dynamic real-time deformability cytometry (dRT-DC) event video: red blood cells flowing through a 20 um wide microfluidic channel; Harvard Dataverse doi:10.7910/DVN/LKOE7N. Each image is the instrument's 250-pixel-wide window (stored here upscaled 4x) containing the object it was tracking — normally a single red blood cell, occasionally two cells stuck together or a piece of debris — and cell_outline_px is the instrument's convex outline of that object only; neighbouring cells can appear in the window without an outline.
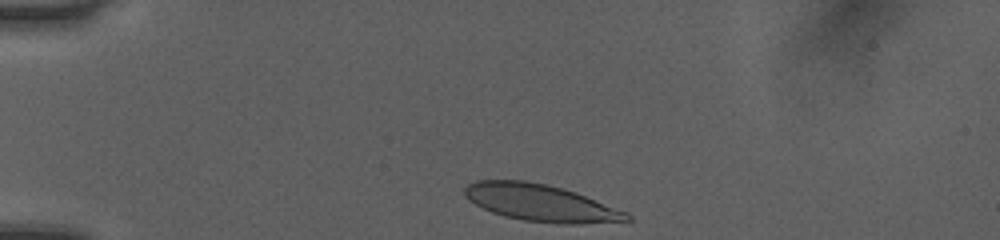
{"species": "human", "species_latin": "Homo sapiens", "temperature_condition": "room temperature", "stored_images_in_passage": 34, "camera_frame_rate_fps": 3000, "um_per_image_px": 0.085, "donor": {"sex": "female"}, "frame": {"image": 1, "passage_image": 1, "time_ms": 0.0, "image_size_px": [1000, 240], "cell_outline_px": [[632, 220], [580, 224], [564, 224], [524, 220], [504, 216], [492, 212], [476, 204], [464, 196], [464, 188], [468, 184], [476, 180], [524, 180], [544, 184], [576, 192], [628, 212], [632, 216]], "centroid_in_image_um": [45.97, 17.24], "position_along_channel_um": 39.0, "area_um2": 34.74}}
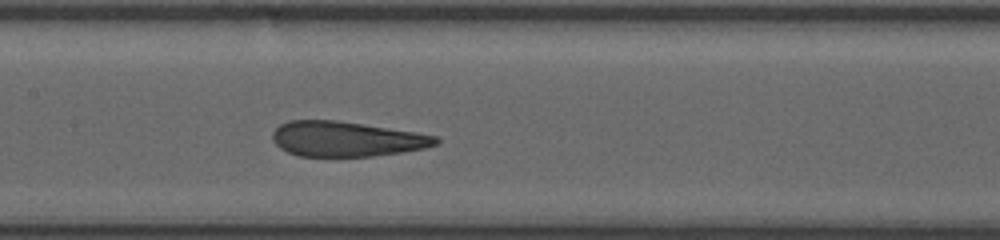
{"frame": {"image": 2, "passage_image": 15, "time_ms": 4.667, "image_size_px": [1000, 240], "cell_outline_px": [[440, 140], [436, 144], [424, 148], [400, 152], [372, 156], [300, 156], [288, 152], [280, 148], [272, 140], [272, 132], [280, 124], [288, 120], [336, 120], [416, 132], [436, 136]], "centroid_in_image_um": [29.4, 11.81], "position_along_channel_um": 178.0, "area_um2": 33.18}}
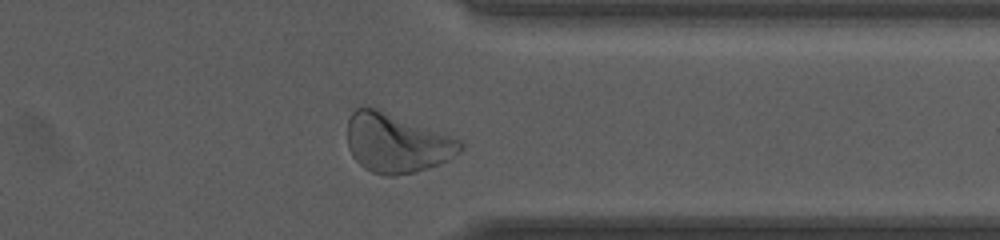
{"frame": {"image": 3, "passage_image": 30, "time_ms": 9.667, "image_size_px": [1000, 240], "cell_outline_px": [[464, 148], [460, 152], [448, 160], [440, 164], [428, 168], [412, 172], [392, 176], [384, 176], [372, 172], [364, 168], [352, 156], [348, 148], [348, 120], [352, 112], [356, 108], [376, 108], [464, 140]], "centroid_in_image_um": [33.75, 12.17], "position_along_channel_um": 377.7, "area_um2": 38.96}, "authors_computed_cell_mechanics": {"area_um2": 35.258, "velocity_mm_per_s": 4.0438, "shape_relaxation_time_tau1_ms": null, "shape_relaxation_time_tau2_ms": 1.1866, "deformation_change_tau1": null, "deformation_change_tau2": 0.0657}}